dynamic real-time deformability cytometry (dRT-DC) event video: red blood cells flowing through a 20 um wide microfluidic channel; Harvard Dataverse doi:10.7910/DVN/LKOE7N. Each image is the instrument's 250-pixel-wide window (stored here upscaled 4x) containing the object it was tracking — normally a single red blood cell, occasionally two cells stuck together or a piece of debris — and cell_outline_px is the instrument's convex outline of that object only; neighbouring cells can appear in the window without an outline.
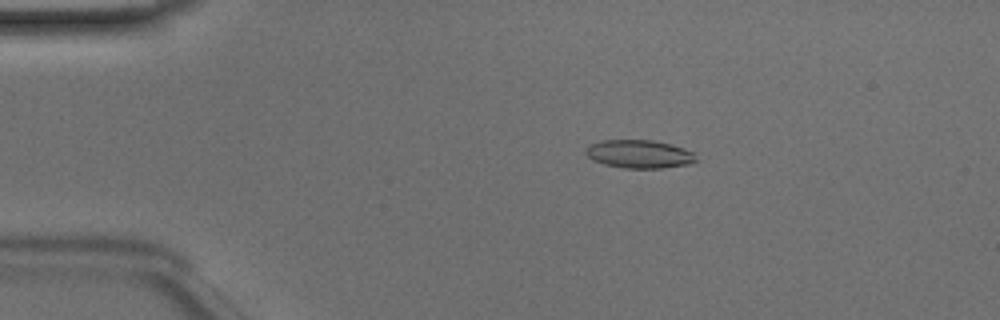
{"species": "Egyptian fruit bat (a non-hibernating species)", "species_latin": "Rousettus aegyptiacus", "temperature_condition": "room temperature", "stored_images_in_passage": 50, "camera_frame_rate_fps": 3000, "um_per_image_px": 0.085, "animal": {"sex": "male"}, "frame": {"image": 1, "passage_image": 10, "time_ms": 3.0, "image_size_px": [1000, 320], "cell_outline_px": [[696, 160], [692, 164], [664, 168], [624, 168], [604, 164], [592, 160], [584, 152], [588, 144], [600, 140], [652, 140], [672, 144], [684, 148], [692, 152]], "centroid_in_image_um": [54.31, 13.09], "position_along_channel_um": 30.7, "area_um2": 18.32}}
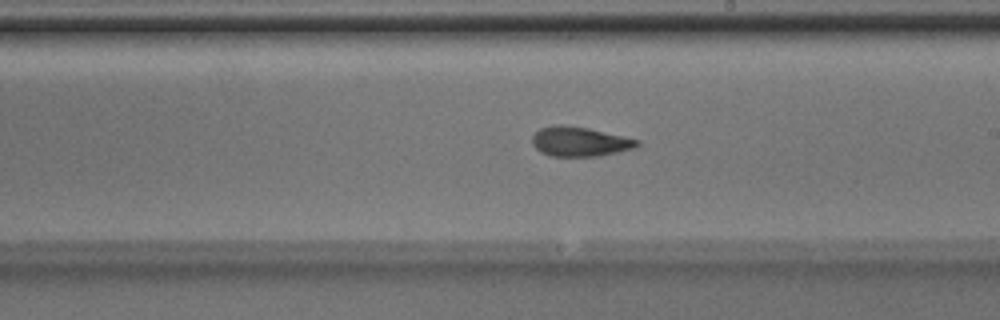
{"frame": {"image": 2, "passage_image": 29, "time_ms": 9.333, "image_size_px": [1000, 320], "cell_outline_px": [[640, 144], [636, 148], [600, 156], [552, 156], [540, 152], [532, 144], [532, 136], [540, 128], [552, 124], [564, 124], [588, 128], [640, 140]], "centroid_in_image_um": [49.27, 12.03], "position_along_channel_um": 239.7, "area_um2": 18.26}}
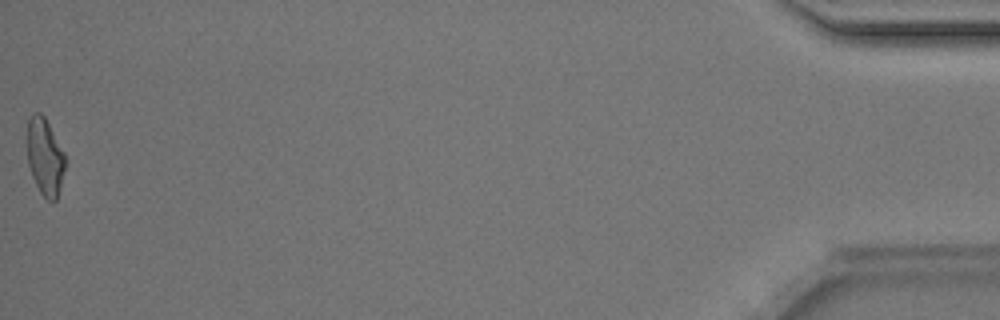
{"frame": {"image": 3, "passage_image": 50, "time_ms": 16.333, "image_size_px": [1000, 320], "cell_outline_px": [[64, 168], [56, 200], [48, 200], [40, 192], [32, 176], [28, 164], [28, 120], [32, 112], [40, 112], [44, 116], [64, 152]], "centroid_in_image_um": [3.8, 13.29], "position_along_channel_um": 431.4, "area_um2": 16.59}, "authors_computed_cell_mechanics": {"area_um2": 17.918, "velocity_mm_per_s": 4.1354, "shape_relaxation_time_tau1_ms": 3.715, "shape_relaxation_time_tau2_ms": 2.9587, "deformation_change_tau1": 0.1566, "deformation_change_tau2": 0.1131}}